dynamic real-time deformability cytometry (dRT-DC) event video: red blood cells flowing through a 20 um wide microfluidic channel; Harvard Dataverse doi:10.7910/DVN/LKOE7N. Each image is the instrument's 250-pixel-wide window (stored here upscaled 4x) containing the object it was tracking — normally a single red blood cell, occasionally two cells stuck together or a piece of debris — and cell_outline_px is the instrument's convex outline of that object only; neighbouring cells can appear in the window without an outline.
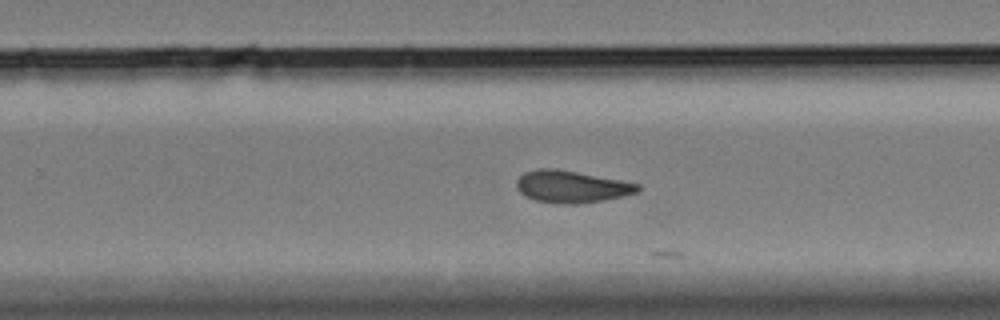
{"species": "Egyptian fruit bat (a non-hibernating species)", "species_latin": "Rousettus aegyptiacus", "temperature_condition": "cold", "stored_images_in_passage": 42, "camera_frame_rate_fps": 3000, "um_per_image_px": 0.085, "animal": {"sex": "female"}, "frame": {"image": 1, "passage_image": 37, "time_ms": 12.0, "image_size_px": [1000, 320], "cell_outline_px": [[640, 188], [636, 192], [604, 200], [576, 204], [556, 204], [536, 200], [524, 196], [516, 188], [516, 180], [524, 172], [540, 168], [556, 168], [620, 180], [640, 184]], "centroid_in_image_um": [48.52, 15.86], "position_along_channel_um": 281.3, "area_um2": 22.6}}
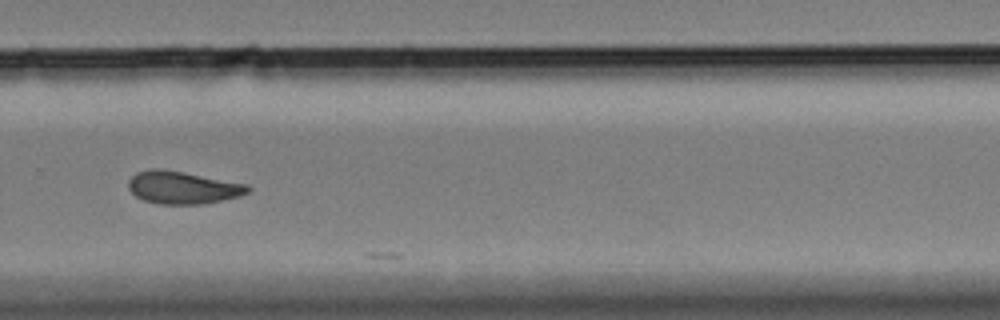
{"frame": {"image": 2, "passage_image": 40, "time_ms": 13.0, "image_size_px": [1000, 320], "cell_outline_px": [[252, 188], [248, 192], [240, 196], [204, 204], [156, 204], [144, 200], [136, 196], [128, 188], [128, 180], [136, 172], [152, 168], [156, 168], [180, 172], [248, 184]], "centroid_in_image_um": [15.52, 15.95], "position_along_channel_um": 314.3, "area_um2": 22.54}}